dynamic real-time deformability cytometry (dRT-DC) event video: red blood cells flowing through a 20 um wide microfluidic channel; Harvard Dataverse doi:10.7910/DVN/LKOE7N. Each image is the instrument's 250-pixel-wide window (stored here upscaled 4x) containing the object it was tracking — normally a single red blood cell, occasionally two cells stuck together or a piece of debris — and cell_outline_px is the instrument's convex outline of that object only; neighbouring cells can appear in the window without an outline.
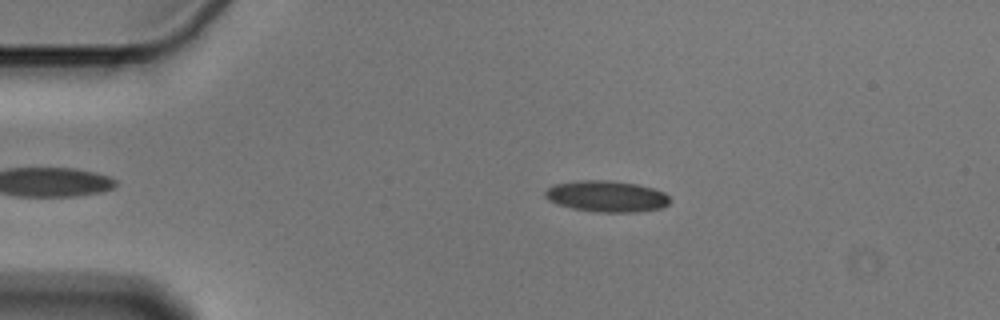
{"species": "Egyptian fruit bat (a non-hibernating species)", "species_latin": "Rousettus aegyptiacus", "temperature_condition": "cold", "stored_images_in_passage": 42, "camera_frame_rate_fps": 3000, "um_per_image_px": 0.085, "animal": {"sex": "male"}, "frame": {"image": 1, "passage_image": 4, "time_ms": 1.0, "image_size_px": [1000, 320], "cell_outline_px": [[668, 204], [660, 208], [636, 212], [600, 212], [572, 208], [548, 200], [544, 196], [544, 192], [548, 188], [556, 184], [576, 180], [612, 180], [636, 184], [652, 188], [664, 192], [668, 196]], "centroid_in_image_um": [51.54, 16.67], "position_along_channel_um": 33.5, "area_um2": 22.54}}
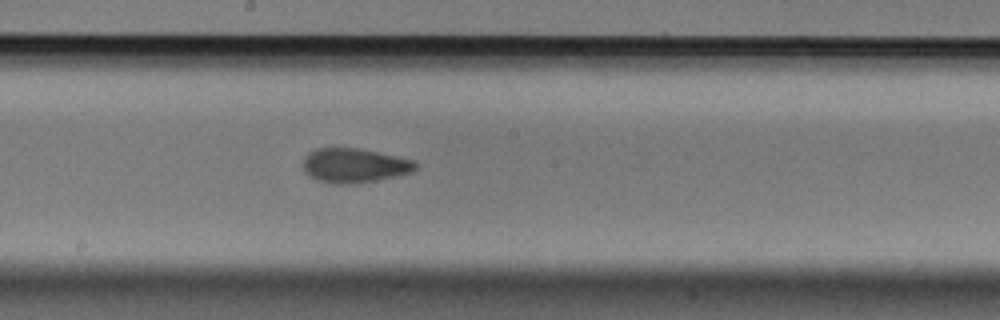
{"frame": {"image": 2, "passage_image": 23, "time_ms": 7.333, "image_size_px": [1000, 320], "cell_outline_px": [[420, 164], [412, 172], [376, 180], [356, 184], [336, 184], [316, 180], [308, 176], [304, 172], [304, 156], [308, 152], [316, 148], [356, 148], [416, 160]], "centroid_in_image_um": [30.11, 14.07], "position_along_channel_um": 218.1, "area_um2": 22.66}}
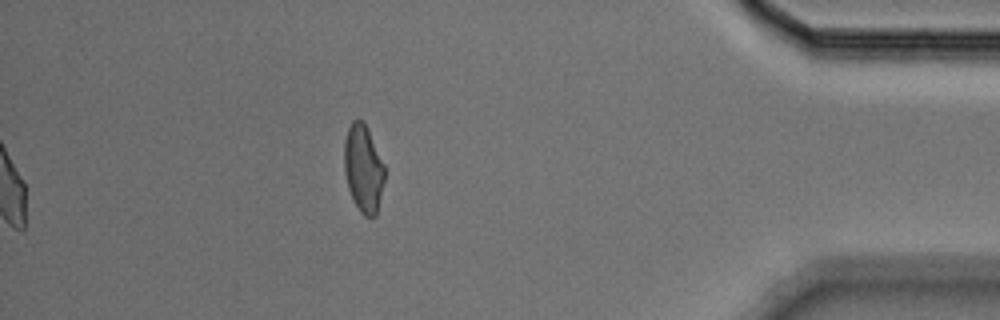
{"frame": {"image": 3, "passage_image": 42, "time_ms": 13.667, "image_size_px": [1000, 320], "cell_outline_px": [[384, 180], [376, 216], [372, 220], [364, 216], [360, 212], [348, 188], [344, 172], [344, 140], [348, 128], [352, 120], [364, 120], [384, 164]], "centroid_in_image_um": [30.88, 14.33], "position_along_channel_um": 404.3, "area_um2": 20.69}, "authors_computed_cell_mechanics": {"area_um2": 22.0507, "velocity_mm_per_s": 3.6059, "shape_relaxation_time_tau1_ms": 8.6058, "shape_relaxation_time_tau2_ms": 1.9358, "deformation_change_tau1": 0.1866, "deformation_change_tau2": 0.0902}}